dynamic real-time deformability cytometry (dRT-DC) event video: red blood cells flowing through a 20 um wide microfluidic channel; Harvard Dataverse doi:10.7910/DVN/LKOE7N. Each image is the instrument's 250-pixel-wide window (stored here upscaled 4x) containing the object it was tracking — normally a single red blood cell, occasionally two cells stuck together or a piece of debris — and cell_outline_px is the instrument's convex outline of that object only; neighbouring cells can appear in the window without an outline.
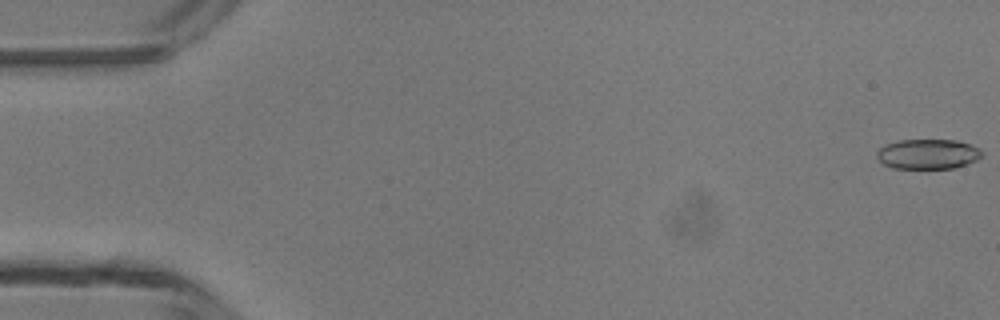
{"species": "common noctule bat (a hibernating species)", "species_latin": "Nyctalus noctula", "temperature_condition": "room temperature", "stored_images_in_passage": 5, "camera_frame_rate_fps": 3000, "um_per_image_px": 0.085, "animal": {"sex": "male", "body_mass_g": 13.3}, "frame": {"image": 1, "passage_image": 1, "time_ms": 0.0, "image_size_px": [1000, 320], "cell_outline_px": [[984, 152], [976, 160], [968, 164], [952, 168], [892, 168], [884, 164], [876, 156], [876, 152], [884, 144], [896, 140], [956, 140], [980, 148]], "centroid_in_image_um": [78.85, 13.09], "position_along_channel_um": 6.1, "area_um2": 18.38}}